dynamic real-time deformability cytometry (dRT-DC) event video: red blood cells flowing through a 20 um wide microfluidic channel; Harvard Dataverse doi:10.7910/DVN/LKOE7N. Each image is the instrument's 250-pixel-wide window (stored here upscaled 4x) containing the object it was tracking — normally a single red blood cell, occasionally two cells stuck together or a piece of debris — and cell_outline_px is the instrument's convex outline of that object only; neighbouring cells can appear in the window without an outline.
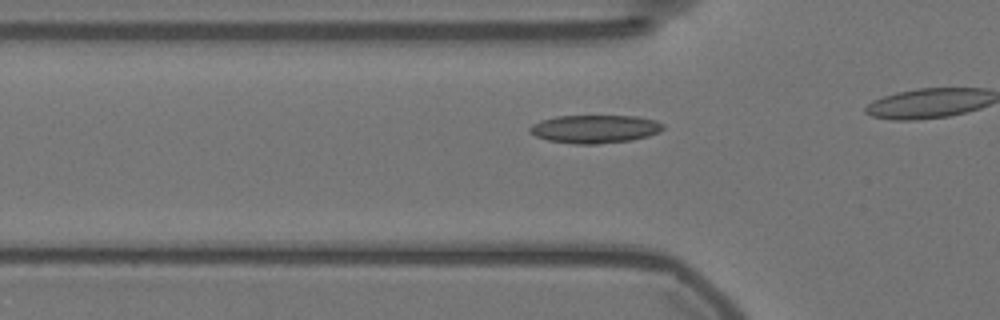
{"species": "Egyptian fruit bat (a non-hibernating species)", "species_latin": "Rousettus aegyptiacus", "temperature_condition": "warm", "stored_images_in_passage": 13, "camera_frame_rate_fps": 3000, "um_per_image_px": 0.085, "animal": {"sex": "female"}, "frame": {"image": 1, "passage_image": 8, "time_ms": 2.333, "image_size_px": [1000, 320], "cell_outline_px": [[664, 128], [660, 132], [648, 136], [632, 140], [596, 144], [576, 144], [548, 140], [536, 136], [528, 132], [528, 128], [532, 124], [540, 120], [556, 116], [636, 116], [656, 120], [664, 124]], "centroid_in_image_um": [50.56, 10.96], "position_along_channel_um": 75.2, "area_um2": 22.02}}